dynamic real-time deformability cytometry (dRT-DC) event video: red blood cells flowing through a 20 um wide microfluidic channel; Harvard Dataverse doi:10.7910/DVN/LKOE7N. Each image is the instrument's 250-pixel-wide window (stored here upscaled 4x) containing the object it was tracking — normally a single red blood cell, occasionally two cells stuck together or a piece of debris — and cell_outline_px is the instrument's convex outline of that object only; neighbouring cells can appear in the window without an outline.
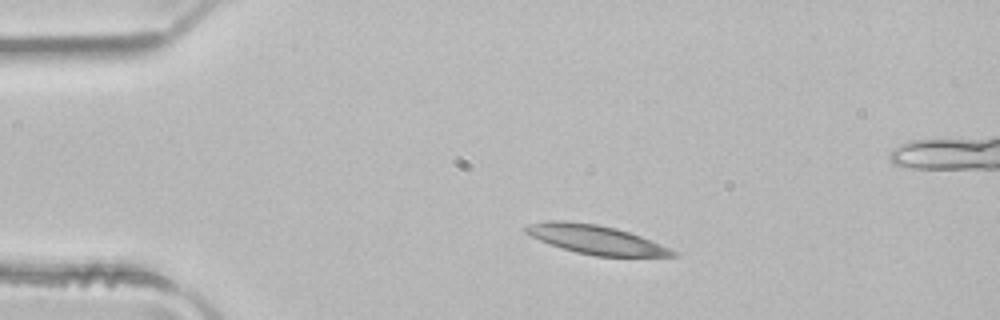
{"species": "common noctule bat (a hibernating species)", "species_latin": "Nyctalus noctula", "temperature_condition": "room temperature", "stored_images_in_passage": 3, "camera_frame_rate_fps": 3000, "um_per_image_px": 0.085, "animal": {"sex": "male", "body_mass_g": 21.5, "forearm_length_mm": 52.0}, "frame": {"image": 1, "passage_image": 2, "time_ms": 0.333, "image_size_px": [1000, 320], "cell_outline_px": [[680, 256], [596, 256], [576, 252], [540, 240], [524, 232], [524, 228], [528, 224], [544, 220], [564, 220], [596, 224], [616, 228], [640, 236], [668, 248], [676, 252]], "centroid_in_image_um": [50.59, 20.34], "position_along_channel_um": 34.4, "area_um2": 24.39}}